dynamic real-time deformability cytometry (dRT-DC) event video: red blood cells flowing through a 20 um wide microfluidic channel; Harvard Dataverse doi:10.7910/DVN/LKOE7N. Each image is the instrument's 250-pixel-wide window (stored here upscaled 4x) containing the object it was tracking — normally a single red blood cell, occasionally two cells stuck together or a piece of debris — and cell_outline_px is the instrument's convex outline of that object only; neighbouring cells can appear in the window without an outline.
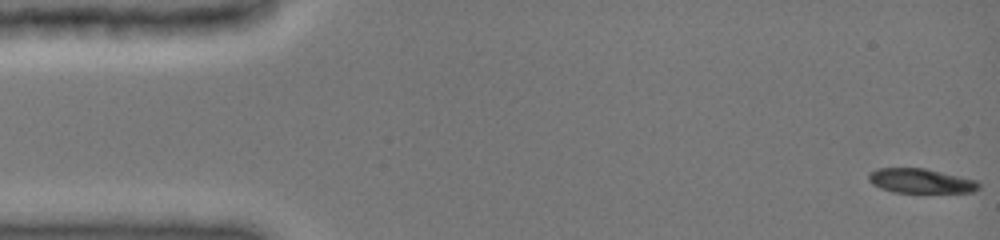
{"species": "common noctule bat (a hibernating species)", "species_latin": "Nyctalus noctula", "temperature_condition": "cold", "stored_images_in_passage": 48, "camera_frame_rate_fps": 3000, "um_per_image_px": 0.085, "animal": {"sex": "female", "body_mass_g": 19.0, "forearm_length_mm": 51.5}, "frame": {"image": 1, "passage_image": 1, "time_ms": 0.0, "image_size_px": [1000, 240], "cell_outline_px": [[980, 188], [972, 192], [892, 192], [880, 188], [872, 184], [868, 180], [868, 172], [876, 168], [924, 168], [976, 180], [980, 184]], "centroid_in_image_um": [78.21, 15.37], "position_along_channel_um": 6.8, "area_um2": 15.72}}
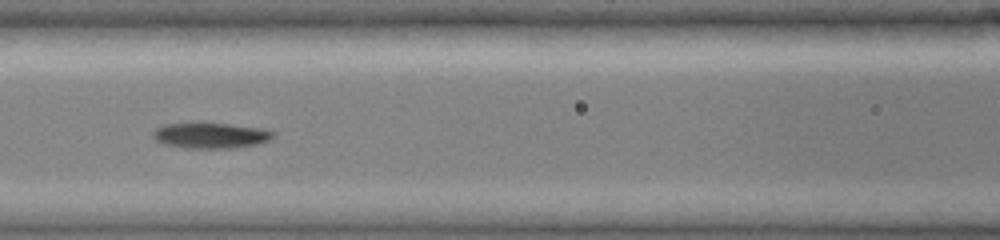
{"frame": {"image": 2, "passage_image": 21, "time_ms": 6.667, "image_size_px": [1000, 240], "cell_outline_px": [[276, 132], [268, 140], [256, 144], [228, 148], [188, 148], [164, 144], [156, 140], [152, 136], [152, 132], [156, 128], [164, 124], [232, 124], [264, 128]], "centroid_in_image_um": [17.91, 11.51], "position_along_channel_um": 148.7, "area_um2": 17.63}}
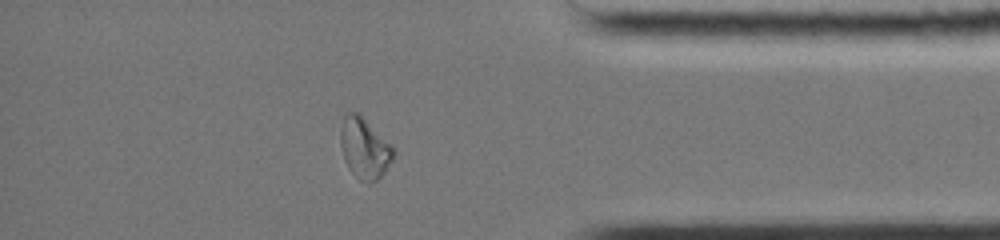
{"frame": {"image": 3, "passage_image": 41, "time_ms": 13.333, "image_size_px": [1000, 240], "cell_outline_px": [[396, 152], [392, 160], [384, 172], [376, 180], [360, 180], [348, 168], [344, 160], [340, 144], [340, 128], [344, 116], [348, 112], [356, 112]], "centroid_in_image_um": [30.93, 12.61], "position_along_channel_um": 404.3, "area_um2": 17.86}, "authors_computed_cell_mechanics": {"area_um2": 17.7157, "velocity_mm_per_s": 3.9981, "shape_relaxation_time_tau1_ms": null, "shape_relaxation_time_tau2_ms": 3.7764, "deformation_change_tau1": null, "deformation_change_tau2": 0.0897}}